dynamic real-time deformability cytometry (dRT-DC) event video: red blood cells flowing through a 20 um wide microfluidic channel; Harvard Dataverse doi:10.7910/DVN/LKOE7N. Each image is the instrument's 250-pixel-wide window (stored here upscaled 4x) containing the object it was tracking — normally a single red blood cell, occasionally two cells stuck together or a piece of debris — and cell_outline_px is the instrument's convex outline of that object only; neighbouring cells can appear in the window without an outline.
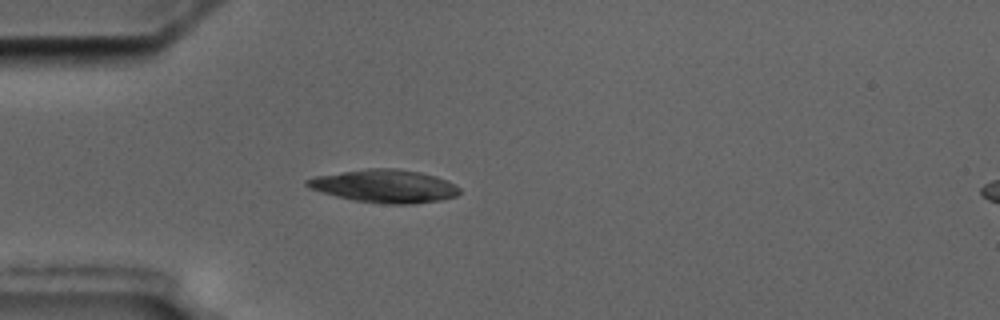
{"species": "common noctule bat (a hibernating species)", "species_latin": "Nyctalus noctula", "temperature_condition": "cold", "stored_images_in_passage": 1, "camera_frame_rate_fps": 3000, "um_per_image_px": 0.085, "animal": {"sex": "male", "body_mass_g": 17.5, "forearm_length_mm": 52.3}, "frame": {"image": 1, "passage_image": 1, "time_ms": 0.0, "image_size_px": [1000, 320], "cell_outline_px": [[460, 192], [456, 196], [440, 200], [412, 204], [392, 204], [352, 200], [336, 196], [308, 188], [304, 184], [304, 180], [316, 176], [340, 172], [368, 168], [396, 168], [420, 172], [436, 176], [460, 188]], "centroid_in_image_um": [32.66, 15.81], "position_along_channel_um": 52.3, "area_um2": 29.19}}